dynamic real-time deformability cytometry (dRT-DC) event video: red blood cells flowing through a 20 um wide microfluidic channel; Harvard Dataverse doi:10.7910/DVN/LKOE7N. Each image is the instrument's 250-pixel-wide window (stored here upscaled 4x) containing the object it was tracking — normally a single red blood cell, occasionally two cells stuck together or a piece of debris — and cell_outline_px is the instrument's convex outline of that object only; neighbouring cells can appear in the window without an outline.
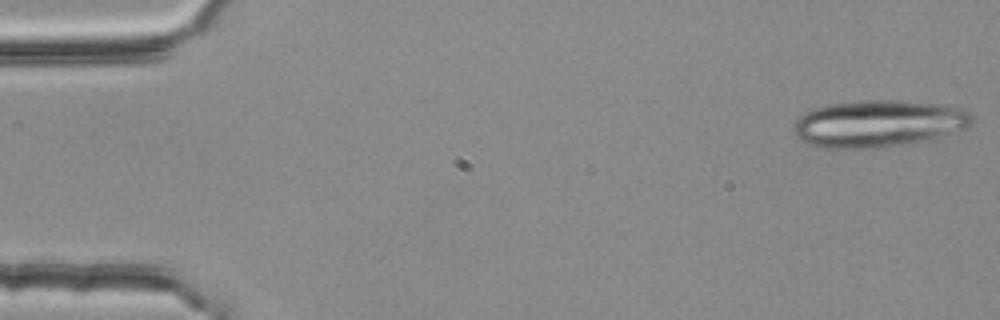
{"species": "common noctule bat (a hibernating species)", "species_latin": "Nyctalus noctula", "temperature_condition": "room temperature", "stored_images_in_passage": 19, "camera_frame_rate_fps": 3000, "um_per_image_px": 0.085, "animal": {"sex": "female", "body_mass_g": 25.1}, "frame": {"image": 1, "passage_image": 1, "time_ms": 0.0, "image_size_px": [1000, 320], "cell_outline_px": [[972, 124], [968, 128], [936, 140], [912, 144], [876, 148], [816, 148], [796, 140], [792, 128], [796, 120], [800, 116], [816, 108], [832, 104], [868, 100], [884, 100], [944, 104], [960, 108], [968, 112], [972, 116]], "centroid_in_image_um": [74.69, 10.55], "position_along_channel_um": 10.3, "area_um2": 49.65}}